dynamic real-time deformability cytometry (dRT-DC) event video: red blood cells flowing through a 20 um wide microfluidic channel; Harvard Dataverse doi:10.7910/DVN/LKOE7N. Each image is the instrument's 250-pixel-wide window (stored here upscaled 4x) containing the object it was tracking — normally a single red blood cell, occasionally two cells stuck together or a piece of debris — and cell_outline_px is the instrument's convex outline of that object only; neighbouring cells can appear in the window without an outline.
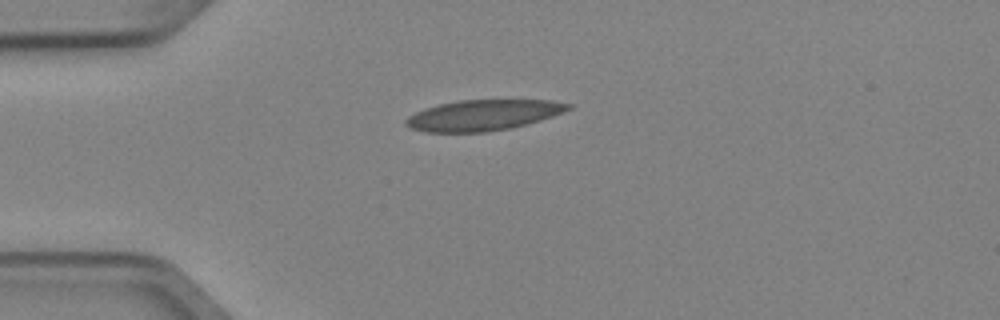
{"species": "Egyptian fruit bat (a non-hibernating species)", "species_latin": "Rousettus aegyptiacus", "temperature_condition": "cold", "stored_images_in_passage": 4, "camera_frame_rate_fps": 3000, "um_per_image_px": 0.085, "animal": {"sex": "female"}, "frame": {"image": 1, "passage_image": 4, "time_ms": 1.0, "image_size_px": [1000, 320], "cell_outline_px": [[572, 108], [552, 116], [540, 120], [512, 128], [488, 132], [424, 132], [412, 128], [404, 124], [404, 120], [408, 116], [424, 108], [440, 104], [460, 100], [552, 100], [572, 104]], "centroid_in_image_um": [41.06, 9.79], "position_along_channel_um": 43.9, "area_um2": 29.07}}